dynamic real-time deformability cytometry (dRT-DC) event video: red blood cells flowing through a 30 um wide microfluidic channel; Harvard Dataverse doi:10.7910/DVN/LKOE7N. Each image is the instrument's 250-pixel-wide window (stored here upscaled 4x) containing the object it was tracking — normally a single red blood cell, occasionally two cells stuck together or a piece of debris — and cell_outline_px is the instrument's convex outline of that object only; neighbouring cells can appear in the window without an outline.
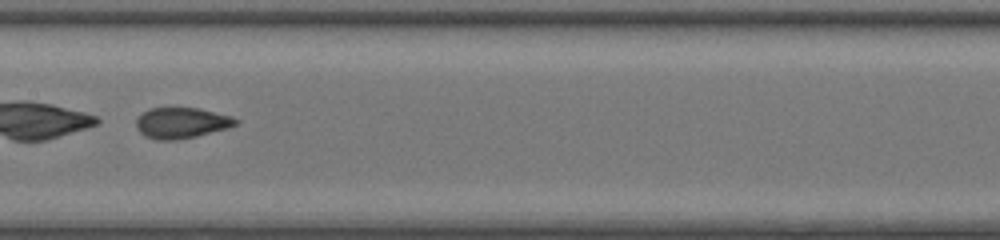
{"species": "common noctule bat (a hibernating species)", "species_latin": "Nyctalus noctula", "temperature_condition": "room temperature", "stored_images_in_passage": 53, "camera_frame_rate_fps": 3000, "um_per_image_px": 0.085, "animal": {"sex": "female", "body_mass_g": 20.0, "forearm_length_mm": 54.0}, "frame": {"image": 1, "passage_image": 31, "time_ms": 10.0, "image_size_px": [1000, 240], "cell_outline_px": [[240, 120], [236, 124], [228, 128], [196, 136], [176, 140], [156, 140], [144, 136], [136, 128], [136, 120], [144, 112], [152, 108], [200, 108], [232, 116]], "centroid_in_image_um": [15.44, 10.45], "position_along_channel_um": 192.0, "area_um2": 17.86}}
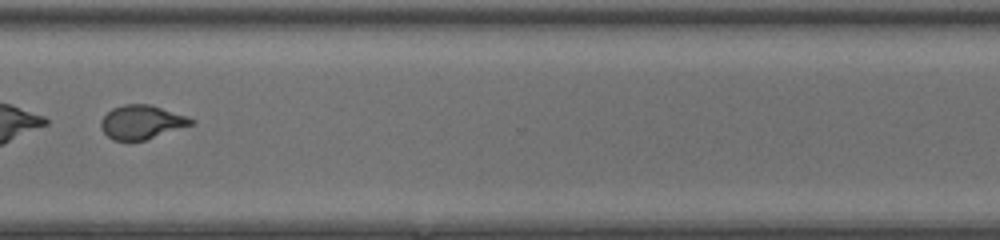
{"frame": {"image": 2, "passage_image": 43, "time_ms": 14.0, "image_size_px": [1000, 240], "cell_outline_px": [[196, 124], [144, 140], [112, 140], [100, 128], [100, 120], [112, 108], [124, 104], [148, 104], [188, 116], [196, 120]], "centroid_in_image_um": [12.06, 10.38], "position_along_channel_um": 358.5, "area_um2": 17.86}}